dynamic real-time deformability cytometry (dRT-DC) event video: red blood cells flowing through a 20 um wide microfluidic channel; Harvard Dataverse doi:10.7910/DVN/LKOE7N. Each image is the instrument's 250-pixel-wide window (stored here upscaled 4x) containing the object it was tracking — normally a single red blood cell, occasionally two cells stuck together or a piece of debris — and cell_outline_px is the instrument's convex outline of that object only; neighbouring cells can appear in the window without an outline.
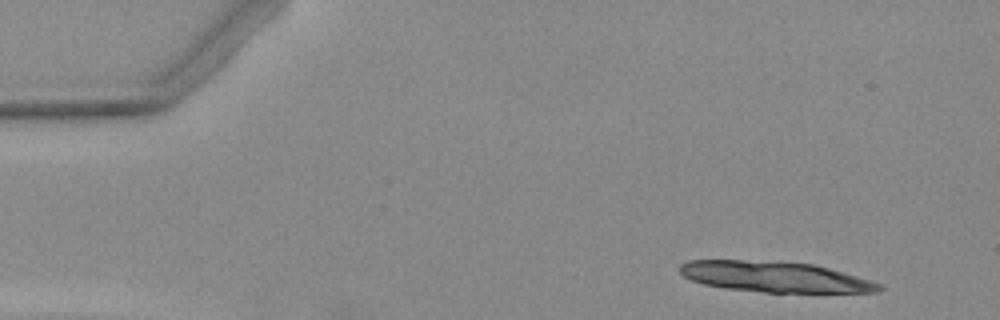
{"species": "Egyptian fruit bat (a non-hibernating species)", "species_latin": "Rousettus aegyptiacus", "temperature_condition": "warm", "stored_images_in_passage": 5, "camera_frame_rate_fps": 3000, "um_per_image_px": 0.085, "animal": {"sex": "female"}, "frame": {"image": 1, "passage_image": 2, "time_ms": 1.0, "image_size_px": [1000, 320], "cell_outline_px": [[884, 288], [880, 292], [764, 292], [724, 288], [704, 284], [692, 280], [684, 276], [680, 272], [680, 264], [688, 260], [744, 260], [812, 264], [828, 268], [884, 284]], "centroid_in_image_um": [65.86, 23.54], "position_along_channel_um": 19.1, "area_um2": 35.2}}
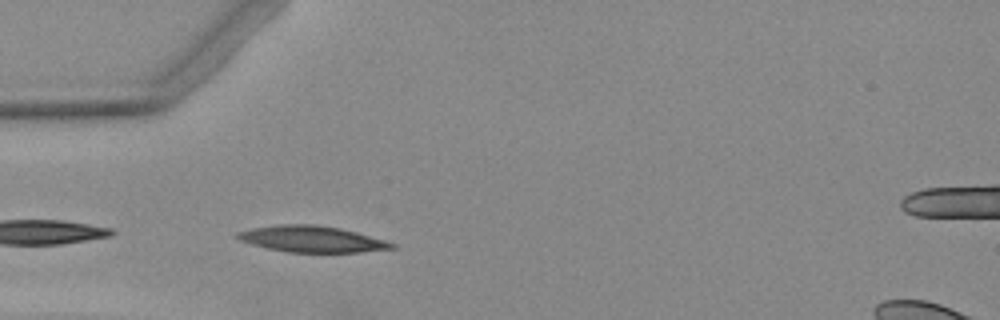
{"frame": {"image": 2, "passage_image": 5, "time_ms": 4.667, "image_size_px": [1000, 320], "cell_outline_px": [[396, 248], [360, 252], [288, 252], [268, 248], [252, 244], [240, 240], [236, 236], [236, 232], [252, 228], [280, 224], [312, 224], [340, 228], [356, 232], [384, 240], [396, 244]], "centroid_in_image_um": [26.5, 20.32], "position_along_channel_um": 58.5, "area_um2": 23.41}}